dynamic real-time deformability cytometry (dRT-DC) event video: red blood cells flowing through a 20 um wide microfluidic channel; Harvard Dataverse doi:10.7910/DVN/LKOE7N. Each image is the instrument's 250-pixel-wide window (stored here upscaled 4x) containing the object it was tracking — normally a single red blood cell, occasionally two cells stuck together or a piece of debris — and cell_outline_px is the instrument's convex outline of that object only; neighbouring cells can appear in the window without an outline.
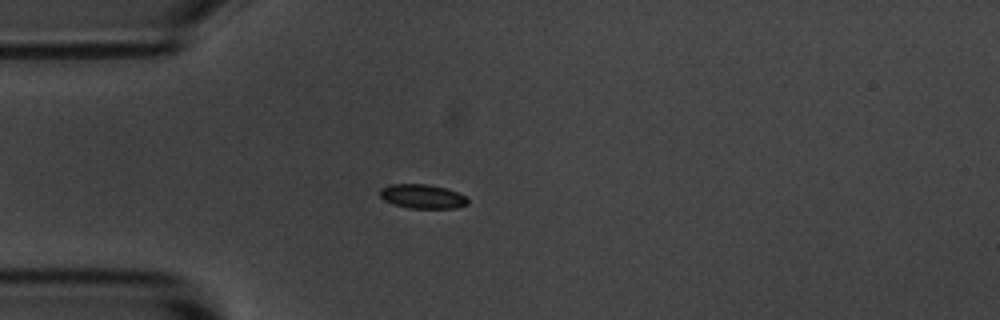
{"species": "common noctule bat (a hibernating species)", "species_latin": "Nyctalus noctula", "temperature_condition": "room temperature", "stored_images_in_passage": 2, "camera_frame_rate_fps": 3000, "um_per_image_px": 0.085, "animal": {"sex": "male", "body_mass_g": 20.1, "forearm_length_mm": 53.5}, "frame": {"image": 1, "passage_image": 1, "time_ms": 0.0, "image_size_px": [1000, 320], "cell_outline_px": [[468, 204], [456, 208], [408, 208], [384, 200], [380, 196], [380, 188], [392, 184], [428, 184], [444, 188], [456, 192], [464, 196], [468, 200]], "centroid_in_image_um": [35.89, 16.69], "position_along_channel_um": 49.1, "area_um2": 12.2}}